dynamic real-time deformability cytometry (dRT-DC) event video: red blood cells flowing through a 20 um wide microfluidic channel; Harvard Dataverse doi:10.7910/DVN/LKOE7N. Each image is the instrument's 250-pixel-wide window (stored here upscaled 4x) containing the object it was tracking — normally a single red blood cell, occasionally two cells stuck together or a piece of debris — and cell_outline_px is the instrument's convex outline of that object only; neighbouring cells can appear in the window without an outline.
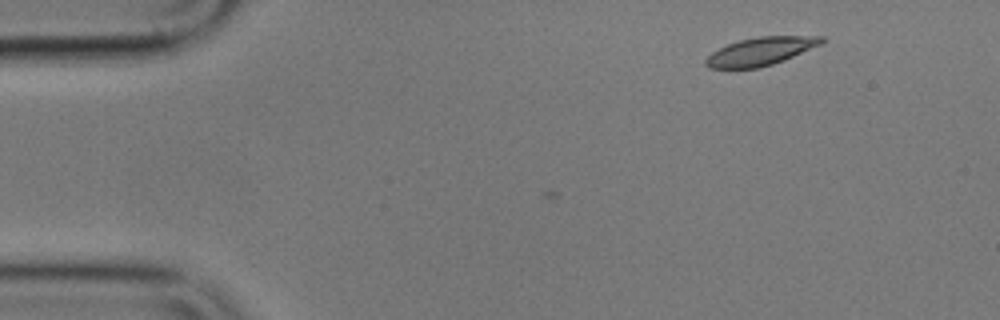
{"species": "common noctule bat (a hibernating species)", "species_latin": "Nyctalus noctula", "temperature_condition": "cold", "stored_images_in_passage": 6, "camera_frame_rate_fps": 3000, "um_per_image_px": 0.085, "animal": {"sex": "male", "body_mass_g": 17.9}, "frame": {"image": 1, "passage_image": 1, "time_ms": 0.0, "image_size_px": [1000, 320], "cell_outline_px": [[824, 40], [820, 44], [784, 60], [772, 64], [756, 68], [708, 68], [704, 64], [704, 60], [712, 52], [728, 44], [740, 40], [760, 36], [824, 36]], "centroid_in_image_um": [64.62, 4.36], "position_along_channel_um": 20.4, "area_um2": 18.67}}